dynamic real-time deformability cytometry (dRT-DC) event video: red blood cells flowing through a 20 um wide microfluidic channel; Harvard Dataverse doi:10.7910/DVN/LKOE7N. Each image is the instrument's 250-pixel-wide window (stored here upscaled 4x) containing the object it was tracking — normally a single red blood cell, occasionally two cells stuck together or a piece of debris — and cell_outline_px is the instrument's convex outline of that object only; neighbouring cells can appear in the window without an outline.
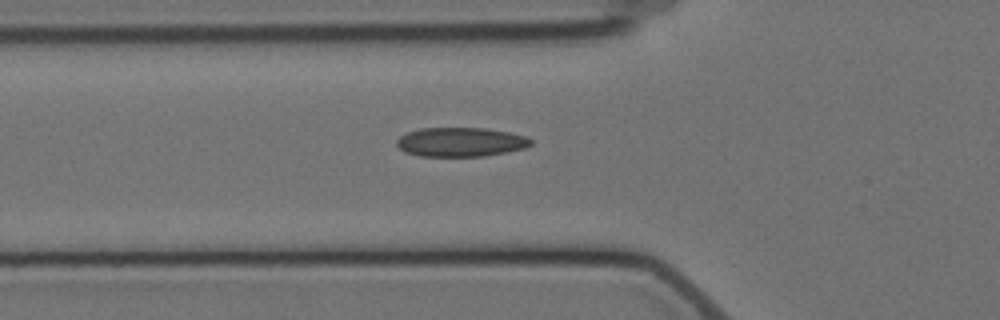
{"species": "Egyptian fruit bat (a non-hibernating species)", "species_latin": "Rousettus aegyptiacus", "temperature_condition": "cold", "stored_images_in_passage": 3, "camera_frame_rate_fps": 3000, "um_per_image_px": 0.085, "animal": {"sex": "female"}, "frame": {"image": 1, "passage_image": 3, "time_ms": 3.333, "image_size_px": [1000, 320], "cell_outline_px": [[532, 144], [524, 148], [484, 156], [420, 156], [404, 152], [396, 144], [396, 140], [400, 136], [408, 132], [420, 128], [484, 128], [508, 132], [528, 136], [532, 140]], "centroid_in_image_um": [39.15, 12.07], "position_along_channel_um": 86.7, "area_um2": 22.77}}